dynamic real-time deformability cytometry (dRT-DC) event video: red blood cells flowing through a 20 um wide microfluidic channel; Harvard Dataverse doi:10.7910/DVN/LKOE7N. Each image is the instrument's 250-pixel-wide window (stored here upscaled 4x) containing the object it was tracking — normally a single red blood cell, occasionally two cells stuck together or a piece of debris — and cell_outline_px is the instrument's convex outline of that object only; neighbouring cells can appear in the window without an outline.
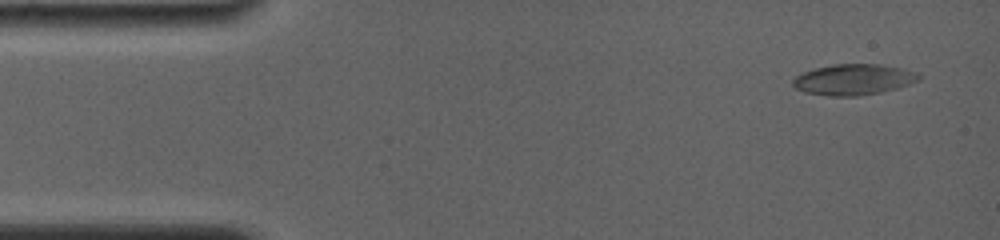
{"species": "common noctule bat (a hibernating species)", "species_latin": "Nyctalus noctula", "temperature_condition": "room temperature", "stored_images_in_passage": 25, "camera_frame_rate_fps": 4000, "um_per_image_px": 0.085, "animal": {"sex": "female", "body_mass_g": 19.0, "forearm_length_mm": 56.7}, "frame": {"image": 1, "passage_image": 2, "time_ms": 0.5, "image_size_px": [1000, 240], "cell_outline_px": [[920, 80], [896, 88], [880, 92], [856, 96], [832, 96], [804, 92], [796, 88], [792, 84], [792, 80], [796, 76], [804, 72], [816, 68], [832, 64], [876, 64], [900, 68], [920, 72]], "centroid_in_image_um": [72.55, 6.76], "position_along_channel_um": 12.4, "area_um2": 22.48}}
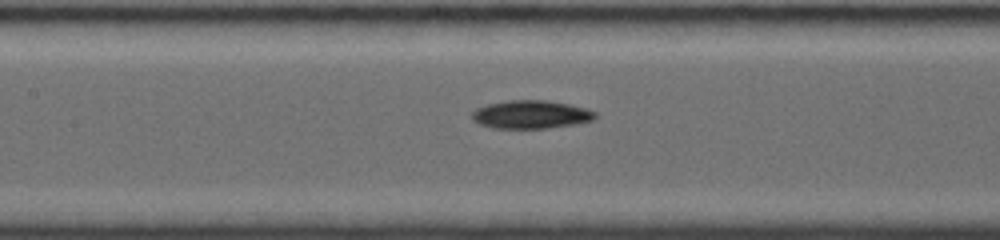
{"frame": {"image": 2, "passage_image": 15, "time_ms": 7.0, "image_size_px": [1000, 240], "cell_outline_px": [[596, 116], [592, 120], [576, 124], [548, 128], [492, 128], [480, 124], [472, 120], [472, 112], [476, 108], [488, 104], [508, 100], [548, 100], [568, 104], [584, 108], [596, 112]], "centroid_in_image_um": [45.11, 9.73], "position_along_channel_um": 162.3, "area_um2": 20.23}}
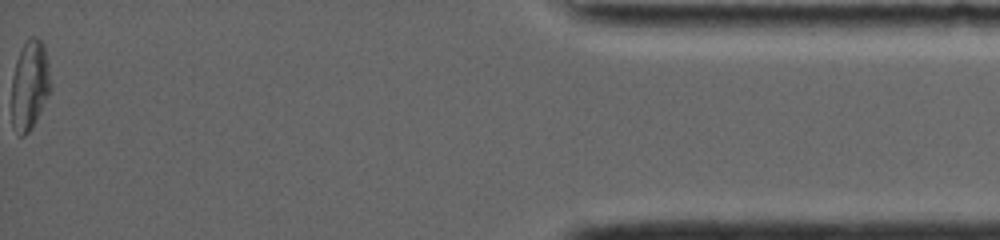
{"frame": {"image": 3, "passage_image": 25, "time_ms": 16.0, "image_size_px": [1000, 240], "cell_outline_px": [[52, 88], [32, 128], [24, 136], [20, 136], [12, 128], [12, 76], [16, 60], [20, 48], [28, 36], [36, 36], [44, 44], [52, 84]], "centroid_in_image_um": [2.52, 7.21], "position_along_channel_um": 432.7, "area_um2": 20.75}, "authors_computed_cell_mechanics": {"area_um2": 20.519, "velocity_mm_per_s": 3.8435, "shape_relaxation_time_tau1_ms": 5.0334, "shape_relaxation_time_tau2_ms": null, "deformation_change_tau1": 0.1412, "deformation_change_tau2": null}}